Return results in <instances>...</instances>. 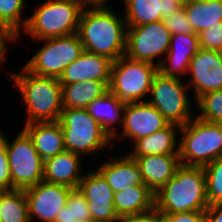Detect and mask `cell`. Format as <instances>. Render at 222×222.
I'll return each mask as SVG.
<instances>
[{"label":"cell","mask_w":222,"mask_h":222,"mask_svg":"<svg viewBox=\"0 0 222 222\" xmlns=\"http://www.w3.org/2000/svg\"><path fill=\"white\" fill-rule=\"evenodd\" d=\"M84 8L77 34L84 51L109 58L113 62L125 55L127 28L124 17L107 8Z\"/></svg>","instance_id":"obj_1"},{"label":"cell","mask_w":222,"mask_h":222,"mask_svg":"<svg viewBox=\"0 0 222 222\" xmlns=\"http://www.w3.org/2000/svg\"><path fill=\"white\" fill-rule=\"evenodd\" d=\"M154 195V209L159 214L205 211L209 203L204 168L180 165Z\"/></svg>","instance_id":"obj_2"},{"label":"cell","mask_w":222,"mask_h":222,"mask_svg":"<svg viewBox=\"0 0 222 222\" xmlns=\"http://www.w3.org/2000/svg\"><path fill=\"white\" fill-rule=\"evenodd\" d=\"M10 74L26 105V124L59 120L63 105L62 87L57 78L36 75L25 67L20 74Z\"/></svg>","instance_id":"obj_3"},{"label":"cell","mask_w":222,"mask_h":222,"mask_svg":"<svg viewBox=\"0 0 222 222\" xmlns=\"http://www.w3.org/2000/svg\"><path fill=\"white\" fill-rule=\"evenodd\" d=\"M179 161L184 166L204 167L222 157V124L191 119L180 126Z\"/></svg>","instance_id":"obj_4"},{"label":"cell","mask_w":222,"mask_h":222,"mask_svg":"<svg viewBox=\"0 0 222 222\" xmlns=\"http://www.w3.org/2000/svg\"><path fill=\"white\" fill-rule=\"evenodd\" d=\"M83 9L77 0H48L27 18L24 31L36 40L76 34Z\"/></svg>","instance_id":"obj_5"},{"label":"cell","mask_w":222,"mask_h":222,"mask_svg":"<svg viewBox=\"0 0 222 222\" xmlns=\"http://www.w3.org/2000/svg\"><path fill=\"white\" fill-rule=\"evenodd\" d=\"M58 122L66 150L83 155L96 152L113 142L87 109L63 108Z\"/></svg>","instance_id":"obj_6"},{"label":"cell","mask_w":222,"mask_h":222,"mask_svg":"<svg viewBox=\"0 0 222 222\" xmlns=\"http://www.w3.org/2000/svg\"><path fill=\"white\" fill-rule=\"evenodd\" d=\"M157 73L156 64L133 60L124 55L112 64L109 91L125 103L142 102L140 99L150 93Z\"/></svg>","instance_id":"obj_7"},{"label":"cell","mask_w":222,"mask_h":222,"mask_svg":"<svg viewBox=\"0 0 222 222\" xmlns=\"http://www.w3.org/2000/svg\"><path fill=\"white\" fill-rule=\"evenodd\" d=\"M45 46L24 67L40 76L59 78L63 71L84 52L78 34L41 39Z\"/></svg>","instance_id":"obj_8"},{"label":"cell","mask_w":222,"mask_h":222,"mask_svg":"<svg viewBox=\"0 0 222 222\" xmlns=\"http://www.w3.org/2000/svg\"><path fill=\"white\" fill-rule=\"evenodd\" d=\"M13 189H26L43 181L44 161L22 129L13 142L6 140Z\"/></svg>","instance_id":"obj_9"},{"label":"cell","mask_w":222,"mask_h":222,"mask_svg":"<svg viewBox=\"0 0 222 222\" xmlns=\"http://www.w3.org/2000/svg\"><path fill=\"white\" fill-rule=\"evenodd\" d=\"M187 85L180 78L154 76L150 93L153 99L148 102L155 107L170 124L185 125L191 119L190 100L187 96Z\"/></svg>","instance_id":"obj_10"},{"label":"cell","mask_w":222,"mask_h":222,"mask_svg":"<svg viewBox=\"0 0 222 222\" xmlns=\"http://www.w3.org/2000/svg\"><path fill=\"white\" fill-rule=\"evenodd\" d=\"M171 36L163 20L127 26L125 55L133 60L155 64V57L167 54Z\"/></svg>","instance_id":"obj_11"},{"label":"cell","mask_w":222,"mask_h":222,"mask_svg":"<svg viewBox=\"0 0 222 222\" xmlns=\"http://www.w3.org/2000/svg\"><path fill=\"white\" fill-rule=\"evenodd\" d=\"M71 190V187L45 181L24 189L30 221L36 217L43 222H55Z\"/></svg>","instance_id":"obj_12"},{"label":"cell","mask_w":222,"mask_h":222,"mask_svg":"<svg viewBox=\"0 0 222 222\" xmlns=\"http://www.w3.org/2000/svg\"><path fill=\"white\" fill-rule=\"evenodd\" d=\"M78 190L87 201L92 220L96 222H118L114 206V192L98 172L93 171L83 176Z\"/></svg>","instance_id":"obj_13"},{"label":"cell","mask_w":222,"mask_h":222,"mask_svg":"<svg viewBox=\"0 0 222 222\" xmlns=\"http://www.w3.org/2000/svg\"><path fill=\"white\" fill-rule=\"evenodd\" d=\"M195 101L203 94L222 89V58L219 51L200 48L192 57L188 74Z\"/></svg>","instance_id":"obj_14"},{"label":"cell","mask_w":222,"mask_h":222,"mask_svg":"<svg viewBox=\"0 0 222 222\" xmlns=\"http://www.w3.org/2000/svg\"><path fill=\"white\" fill-rule=\"evenodd\" d=\"M170 123L148 101L126 103L122 137L134 141L167 127Z\"/></svg>","instance_id":"obj_15"},{"label":"cell","mask_w":222,"mask_h":222,"mask_svg":"<svg viewBox=\"0 0 222 222\" xmlns=\"http://www.w3.org/2000/svg\"><path fill=\"white\" fill-rule=\"evenodd\" d=\"M199 49L198 34L172 35L166 54L169 66L164 60L157 62L158 72L165 77L181 78L178 75L188 74L190 61Z\"/></svg>","instance_id":"obj_16"},{"label":"cell","mask_w":222,"mask_h":222,"mask_svg":"<svg viewBox=\"0 0 222 222\" xmlns=\"http://www.w3.org/2000/svg\"><path fill=\"white\" fill-rule=\"evenodd\" d=\"M113 61L107 57L84 51L58 78L60 84L90 80L110 81Z\"/></svg>","instance_id":"obj_17"},{"label":"cell","mask_w":222,"mask_h":222,"mask_svg":"<svg viewBox=\"0 0 222 222\" xmlns=\"http://www.w3.org/2000/svg\"><path fill=\"white\" fill-rule=\"evenodd\" d=\"M136 160L143 183L155 194L175 174L181 165L179 154L145 155Z\"/></svg>","instance_id":"obj_18"},{"label":"cell","mask_w":222,"mask_h":222,"mask_svg":"<svg viewBox=\"0 0 222 222\" xmlns=\"http://www.w3.org/2000/svg\"><path fill=\"white\" fill-rule=\"evenodd\" d=\"M81 155L65 150L44 161L43 181L76 189L83 175L80 172Z\"/></svg>","instance_id":"obj_19"},{"label":"cell","mask_w":222,"mask_h":222,"mask_svg":"<svg viewBox=\"0 0 222 222\" xmlns=\"http://www.w3.org/2000/svg\"><path fill=\"white\" fill-rule=\"evenodd\" d=\"M23 130L31 138L43 161L66 150L63 131L58 121L25 124Z\"/></svg>","instance_id":"obj_20"},{"label":"cell","mask_w":222,"mask_h":222,"mask_svg":"<svg viewBox=\"0 0 222 222\" xmlns=\"http://www.w3.org/2000/svg\"><path fill=\"white\" fill-rule=\"evenodd\" d=\"M96 169L114 193L125 191L130 186L145 185L136 160L128 154L123 158L108 161Z\"/></svg>","instance_id":"obj_21"},{"label":"cell","mask_w":222,"mask_h":222,"mask_svg":"<svg viewBox=\"0 0 222 222\" xmlns=\"http://www.w3.org/2000/svg\"><path fill=\"white\" fill-rule=\"evenodd\" d=\"M109 82L90 80L61 84L63 108L86 109L94 99L109 91Z\"/></svg>","instance_id":"obj_22"},{"label":"cell","mask_w":222,"mask_h":222,"mask_svg":"<svg viewBox=\"0 0 222 222\" xmlns=\"http://www.w3.org/2000/svg\"><path fill=\"white\" fill-rule=\"evenodd\" d=\"M175 127L180 129L179 125L169 124L164 129L151 135L135 140V146L130 157H141L145 155H167L179 154V142L176 140ZM178 148L175 151V147Z\"/></svg>","instance_id":"obj_23"},{"label":"cell","mask_w":222,"mask_h":222,"mask_svg":"<svg viewBox=\"0 0 222 222\" xmlns=\"http://www.w3.org/2000/svg\"><path fill=\"white\" fill-rule=\"evenodd\" d=\"M154 196L146 185L130 186L114 193V206L120 218L143 214L154 209Z\"/></svg>","instance_id":"obj_24"},{"label":"cell","mask_w":222,"mask_h":222,"mask_svg":"<svg viewBox=\"0 0 222 222\" xmlns=\"http://www.w3.org/2000/svg\"><path fill=\"white\" fill-rule=\"evenodd\" d=\"M125 106V102L108 91L103 96L94 99L86 109L113 140L117 134L113 130L114 127L111 126L114 125L116 120L123 122V115L121 114L124 113Z\"/></svg>","instance_id":"obj_25"},{"label":"cell","mask_w":222,"mask_h":222,"mask_svg":"<svg viewBox=\"0 0 222 222\" xmlns=\"http://www.w3.org/2000/svg\"><path fill=\"white\" fill-rule=\"evenodd\" d=\"M183 8L196 34L222 21V0L187 2Z\"/></svg>","instance_id":"obj_26"},{"label":"cell","mask_w":222,"mask_h":222,"mask_svg":"<svg viewBox=\"0 0 222 222\" xmlns=\"http://www.w3.org/2000/svg\"><path fill=\"white\" fill-rule=\"evenodd\" d=\"M127 26H140L163 20V1L124 0Z\"/></svg>","instance_id":"obj_27"},{"label":"cell","mask_w":222,"mask_h":222,"mask_svg":"<svg viewBox=\"0 0 222 222\" xmlns=\"http://www.w3.org/2000/svg\"><path fill=\"white\" fill-rule=\"evenodd\" d=\"M0 222H31L24 190L1 191Z\"/></svg>","instance_id":"obj_28"},{"label":"cell","mask_w":222,"mask_h":222,"mask_svg":"<svg viewBox=\"0 0 222 222\" xmlns=\"http://www.w3.org/2000/svg\"><path fill=\"white\" fill-rule=\"evenodd\" d=\"M23 6L24 0H0V27L9 31L16 39L20 28H25L27 24V19L21 21Z\"/></svg>","instance_id":"obj_29"},{"label":"cell","mask_w":222,"mask_h":222,"mask_svg":"<svg viewBox=\"0 0 222 222\" xmlns=\"http://www.w3.org/2000/svg\"><path fill=\"white\" fill-rule=\"evenodd\" d=\"M86 219H92L87 201L78 188L72 189L68 195L67 204L58 212L55 222H75Z\"/></svg>","instance_id":"obj_30"},{"label":"cell","mask_w":222,"mask_h":222,"mask_svg":"<svg viewBox=\"0 0 222 222\" xmlns=\"http://www.w3.org/2000/svg\"><path fill=\"white\" fill-rule=\"evenodd\" d=\"M203 168L209 206L222 204V157L215 159Z\"/></svg>","instance_id":"obj_31"},{"label":"cell","mask_w":222,"mask_h":222,"mask_svg":"<svg viewBox=\"0 0 222 222\" xmlns=\"http://www.w3.org/2000/svg\"><path fill=\"white\" fill-rule=\"evenodd\" d=\"M200 120L222 124V89L205 93L197 100Z\"/></svg>","instance_id":"obj_32"},{"label":"cell","mask_w":222,"mask_h":222,"mask_svg":"<svg viewBox=\"0 0 222 222\" xmlns=\"http://www.w3.org/2000/svg\"><path fill=\"white\" fill-rule=\"evenodd\" d=\"M163 21L171 35L196 34L191 26V23L188 21L183 7L177 10L174 14L164 18Z\"/></svg>","instance_id":"obj_33"},{"label":"cell","mask_w":222,"mask_h":222,"mask_svg":"<svg viewBox=\"0 0 222 222\" xmlns=\"http://www.w3.org/2000/svg\"><path fill=\"white\" fill-rule=\"evenodd\" d=\"M199 47L203 49L220 51L222 49V21L198 33Z\"/></svg>","instance_id":"obj_34"},{"label":"cell","mask_w":222,"mask_h":222,"mask_svg":"<svg viewBox=\"0 0 222 222\" xmlns=\"http://www.w3.org/2000/svg\"><path fill=\"white\" fill-rule=\"evenodd\" d=\"M12 190V178L6 148V138L0 132V191Z\"/></svg>","instance_id":"obj_35"},{"label":"cell","mask_w":222,"mask_h":222,"mask_svg":"<svg viewBox=\"0 0 222 222\" xmlns=\"http://www.w3.org/2000/svg\"><path fill=\"white\" fill-rule=\"evenodd\" d=\"M160 222H207L205 211L159 214Z\"/></svg>","instance_id":"obj_36"},{"label":"cell","mask_w":222,"mask_h":222,"mask_svg":"<svg viewBox=\"0 0 222 222\" xmlns=\"http://www.w3.org/2000/svg\"><path fill=\"white\" fill-rule=\"evenodd\" d=\"M118 222H160L159 213L152 209L143 214L124 216Z\"/></svg>","instance_id":"obj_37"},{"label":"cell","mask_w":222,"mask_h":222,"mask_svg":"<svg viewBox=\"0 0 222 222\" xmlns=\"http://www.w3.org/2000/svg\"><path fill=\"white\" fill-rule=\"evenodd\" d=\"M205 214L207 222H222V204L208 206Z\"/></svg>","instance_id":"obj_38"},{"label":"cell","mask_w":222,"mask_h":222,"mask_svg":"<svg viewBox=\"0 0 222 222\" xmlns=\"http://www.w3.org/2000/svg\"><path fill=\"white\" fill-rule=\"evenodd\" d=\"M8 40H16V38L7 30L0 27V65L5 59L6 51V41Z\"/></svg>","instance_id":"obj_39"},{"label":"cell","mask_w":222,"mask_h":222,"mask_svg":"<svg viewBox=\"0 0 222 222\" xmlns=\"http://www.w3.org/2000/svg\"><path fill=\"white\" fill-rule=\"evenodd\" d=\"M161 1H163V19L174 14L177 10L181 8L178 4H175L173 2H168L164 0Z\"/></svg>","instance_id":"obj_40"},{"label":"cell","mask_w":222,"mask_h":222,"mask_svg":"<svg viewBox=\"0 0 222 222\" xmlns=\"http://www.w3.org/2000/svg\"><path fill=\"white\" fill-rule=\"evenodd\" d=\"M83 8H85L87 5H92L93 8H107L104 3L107 2V0H77ZM95 6V7H94Z\"/></svg>","instance_id":"obj_41"},{"label":"cell","mask_w":222,"mask_h":222,"mask_svg":"<svg viewBox=\"0 0 222 222\" xmlns=\"http://www.w3.org/2000/svg\"><path fill=\"white\" fill-rule=\"evenodd\" d=\"M168 2H173L175 4H178L180 7H184V5L188 2V0H164Z\"/></svg>","instance_id":"obj_42"},{"label":"cell","mask_w":222,"mask_h":222,"mask_svg":"<svg viewBox=\"0 0 222 222\" xmlns=\"http://www.w3.org/2000/svg\"><path fill=\"white\" fill-rule=\"evenodd\" d=\"M75 222H96L92 219H86V220H76Z\"/></svg>","instance_id":"obj_43"},{"label":"cell","mask_w":222,"mask_h":222,"mask_svg":"<svg viewBox=\"0 0 222 222\" xmlns=\"http://www.w3.org/2000/svg\"><path fill=\"white\" fill-rule=\"evenodd\" d=\"M206 2V1H211V0H188V2Z\"/></svg>","instance_id":"obj_44"},{"label":"cell","mask_w":222,"mask_h":222,"mask_svg":"<svg viewBox=\"0 0 222 222\" xmlns=\"http://www.w3.org/2000/svg\"><path fill=\"white\" fill-rule=\"evenodd\" d=\"M0 210H1V191H0Z\"/></svg>","instance_id":"obj_45"},{"label":"cell","mask_w":222,"mask_h":222,"mask_svg":"<svg viewBox=\"0 0 222 222\" xmlns=\"http://www.w3.org/2000/svg\"><path fill=\"white\" fill-rule=\"evenodd\" d=\"M220 55H221V58H222V49L219 51Z\"/></svg>","instance_id":"obj_46"}]
</instances>
